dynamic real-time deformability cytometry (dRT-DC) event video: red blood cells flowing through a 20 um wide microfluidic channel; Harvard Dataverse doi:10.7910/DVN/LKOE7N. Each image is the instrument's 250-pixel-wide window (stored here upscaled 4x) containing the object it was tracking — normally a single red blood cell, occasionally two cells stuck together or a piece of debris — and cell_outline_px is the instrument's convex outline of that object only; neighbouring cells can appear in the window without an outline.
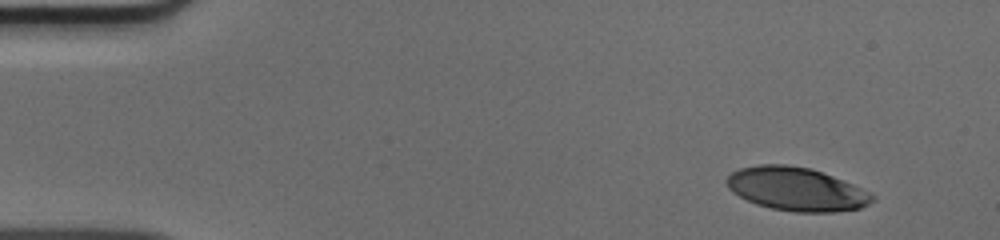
{"species": "human", "species_latin": "Homo sapiens", "temperature_condition": "cold", "stored_images_in_passage": 12, "camera_frame_rate_fps": 3000, "um_per_image_px": 0.085, "donor": {"sex": "male"}, "frame": {"image": 1, "passage_image": 1, "time_ms": 0.0, "image_size_px": [1000, 240], "cell_outline_px": [[876, 200], [860, 208], [836, 212], [796, 212], [772, 208], [756, 204], [732, 192], [728, 188], [724, 180], [732, 172], [740, 168], [756, 164], [788, 164], [812, 168], [852, 184], [876, 196]], "centroid_in_image_um": [67.68, 16.06], "position_along_channel_um": 17.3, "area_um2": 36.93}}